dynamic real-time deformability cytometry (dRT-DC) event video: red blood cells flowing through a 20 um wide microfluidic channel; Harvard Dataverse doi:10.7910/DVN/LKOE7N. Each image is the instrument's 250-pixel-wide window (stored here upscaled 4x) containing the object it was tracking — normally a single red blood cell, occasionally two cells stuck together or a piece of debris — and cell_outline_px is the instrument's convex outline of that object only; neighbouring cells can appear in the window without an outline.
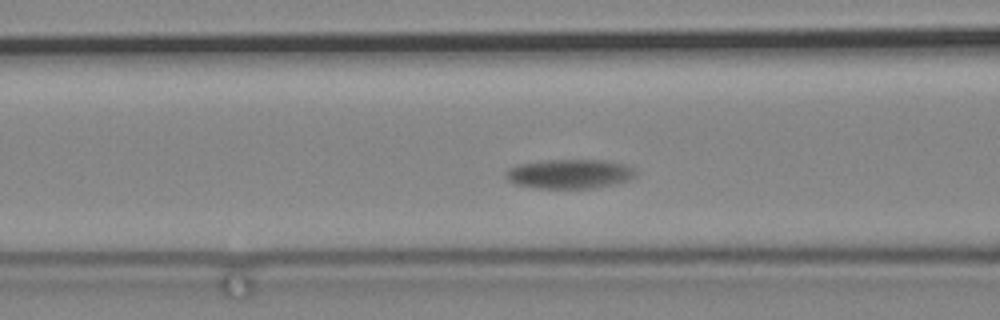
{"species": "common noctule bat (a hibernating species)", "species_latin": "Nyctalus noctula", "temperature_condition": "cold", "stored_images_in_passage": 12, "camera_frame_rate_fps": 3000, "um_per_image_px": 0.085, "animal": {"sex": "male", "body_mass_g": 19.2, "forearm_length_mm": 51.8}, "frame": {"image": 1, "passage_image": 9, "time_ms": 2.667, "image_size_px": [1000, 320], "cell_outline_px": [[636, 172], [628, 180], [612, 184], [592, 188], [536, 188], [512, 184], [504, 176], [504, 172], [508, 168], [516, 164], [544, 160], [600, 160], [624, 164], [632, 168]], "centroid_in_image_um": [48.3, 14.78], "position_along_channel_um": 118.3, "area_um2": 22.2}}